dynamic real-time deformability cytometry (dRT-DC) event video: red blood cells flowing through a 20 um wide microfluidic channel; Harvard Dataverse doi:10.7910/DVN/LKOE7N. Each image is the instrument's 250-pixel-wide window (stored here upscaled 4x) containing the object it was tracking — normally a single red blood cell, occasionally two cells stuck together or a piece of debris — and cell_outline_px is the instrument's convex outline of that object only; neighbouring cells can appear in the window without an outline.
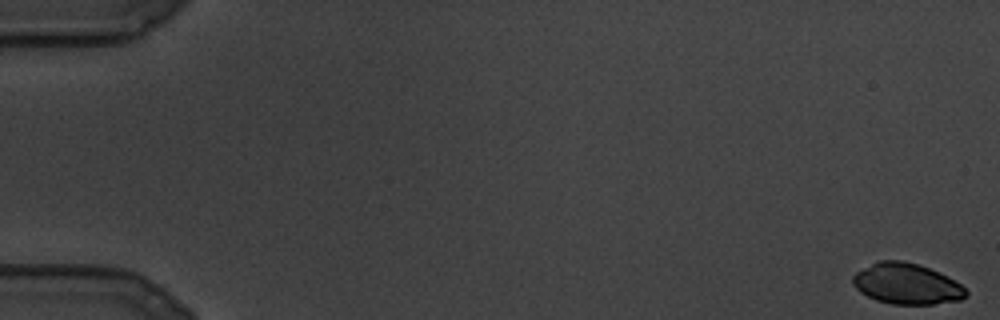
{"species": "common noctule bat (a hibernating species)", "species_latin": "Nyctalus noctula", "temperature_condition": "cold", "stored_images_in_passage": 108, "camera_frame_rate_fps": 3000, "um_per_image_px": 0.085, "animal": {"sex": "male", "body_mass_g": 19.5, "forearm_length_mm": 54.6}, "frame": {"image": 1, "passage_image": 1, "time_ms": 0.0, "image_size_px": [1000, 320], "cell_outline_px": [[968, 296], [960, 300], [932, 304], [892, 304], [876, 300], [860, 292], [852, 284], [852, 276], [856, 272], [880, 260], [904, 260], [920, 264], [940, 272], [948, 276], [960, 284], [968, 292]], "centroid_in_image_um": [77.08, 24.12], "position_along_channel_um": 7.9, "area_um2": 27.05}}
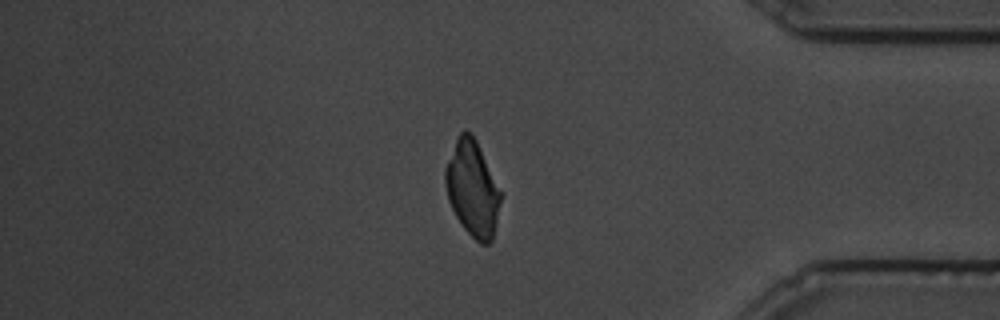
{"frame": {"image": 2, "passage_image": 92, "time_ms": 30.333, "image_size_px": [1000, 320], "cell_outline_px": [[500, 200], [492, 240], [488, 244], [480, 244], [464, 228], [456, 216], [448, 200], [444, 184], [444, 168], [456, 140], [460, 132], [464, 128], [472, 132], [476, 140], [500, 192]], "centroid_in_image_um": [40.11, 16.0], "position_along_channel_um": 395.1, "area_um2": 30.23}}
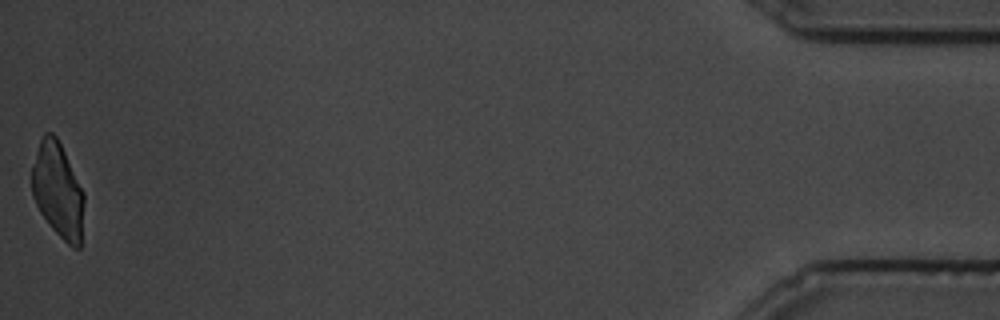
{"frame": {"image": 3, "passage_image": 108, "time_ms": 35.667, "image_size_px": [1000, 320], "cell_outline_px": [[84, 204], [80, 248], [72, 248], [48, 224], [40, 212], [32, 196], [32, 168], [36, 152], [40, 140], [44, 132], [52, 132], [56, 136], [84, 192]], "centroid_in_image_um": [4.92, 16.19], "position_along_channel_um": 430.3, "area_um2": 28.73}}